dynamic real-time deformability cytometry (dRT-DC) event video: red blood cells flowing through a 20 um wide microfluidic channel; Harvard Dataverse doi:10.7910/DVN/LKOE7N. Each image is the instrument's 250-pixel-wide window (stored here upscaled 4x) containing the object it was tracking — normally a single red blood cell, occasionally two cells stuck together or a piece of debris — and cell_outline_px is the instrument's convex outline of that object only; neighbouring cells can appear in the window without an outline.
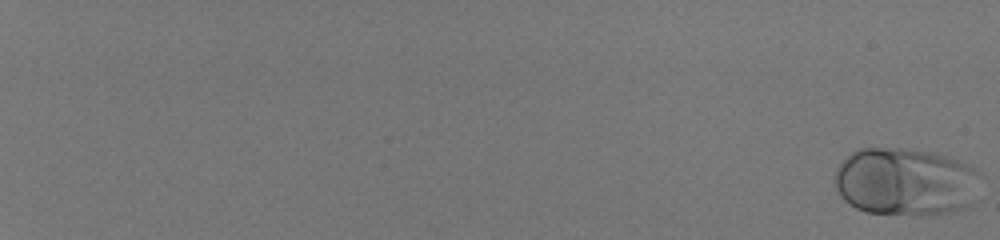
{"species": "human", "species_latin": "Homo sapiens", "temperature_condition": "room temperature", "stored_images_in_passage": 57, "camera_frame_rate_fps": 3000, "um_per_image_px": 0.085, "donor": {"sex": "male"}, "frame": {"image": 1, "passage_image": 1, "time_ms": 0.0, "image_size_px": [1000, 240], "cell_outline_px": [[980, 176], [972, 204], [964, 208], [948, 212], [920, 216], [868, 212], [856, 208], [844, 200], [840, 196], [836, 188], [836, 168], [852, 152], [860, 148], [900, 148], [932, 152], [948, 156], [976, 168], [980, 172]], "centroid_in_image_um": [76.98, 15.45], "position_along_channel_um": 8.0, "area_um2": 57.92}}
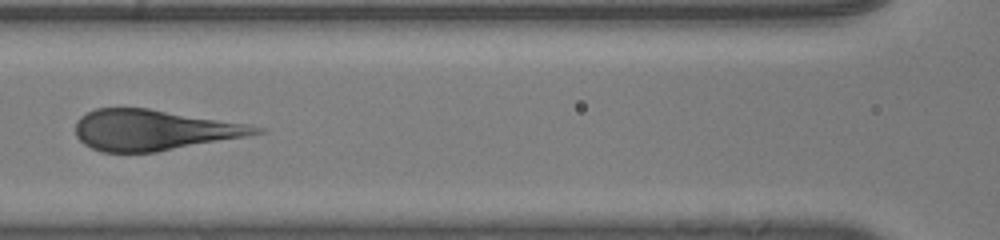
{"frame": {"image": 2, "passage_image": 33, "time_ms": 10.667, "image_size_px": [1000, 240], "cell_outline_px": [[264, 132], [244, 136], [156, 152], [100, 152], [84, 144], [76, 136], [76, 120], [80, 116], [96, 108], [148, 108], [252, 124], [264, 128]], "centroid_in_image_um": [13.05, 11.04], "position_along_channel_um": 153.6, "area_um2": 42.6}}
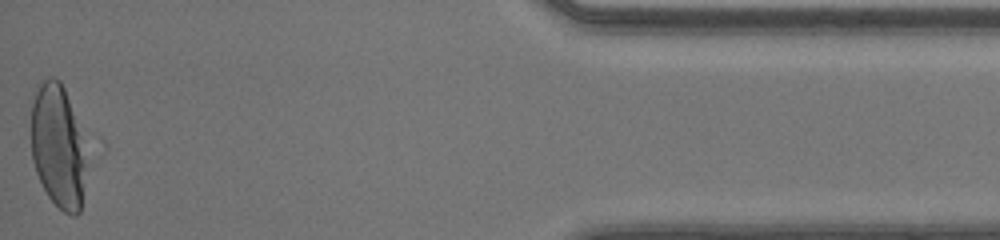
{"frame": {"image": 3, "passage_image": 57, "time_ms": 18.667, "image_size_px": [1000, 240], "cell_outline_px": [[84, 164], [80, 212], [76, 216], [72, 216], [64, 212], [48, 196], [36, 172], [32, 160], [32, 104], [36, 92], [40, 84], [48, 76], [52, 76], [60, 80], [64, 88], [68, 100]], "centroid_in_image_um": [4.84, 12.47], "position_along_channel_um": 430.4, "area_um2": 37.45}}